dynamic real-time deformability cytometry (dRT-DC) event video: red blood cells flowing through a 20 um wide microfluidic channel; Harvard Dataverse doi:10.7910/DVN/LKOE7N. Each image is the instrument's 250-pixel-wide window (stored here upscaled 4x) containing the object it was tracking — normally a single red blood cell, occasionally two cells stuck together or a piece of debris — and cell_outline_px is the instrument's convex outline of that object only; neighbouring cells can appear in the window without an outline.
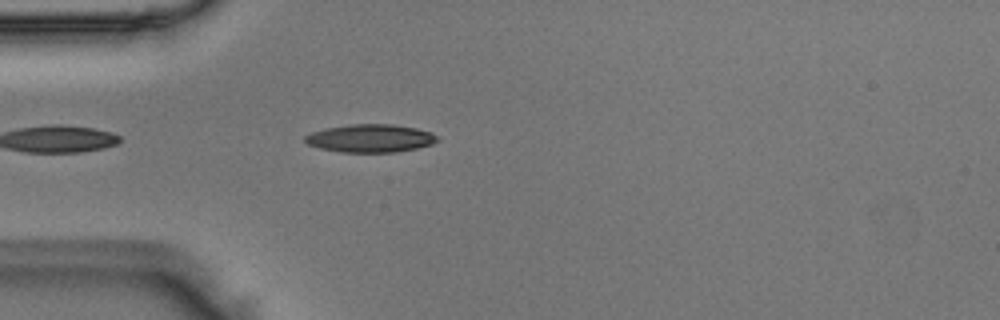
{"species": "Egyptian fruit bat (a non-hibernating species)", "species_latin": "Rousettus aegyptiacus", "temperature_condition": "room temperature", "stored_images_in_passage": 7, "camera_frame_rate_fps": 3000, "um_per_image_px": 0.085, "animal": {"sex": "male"}, "frame": {"image": 1, "passage_image": 3, "time_ms": 0.667, "image_size_px": [1000, 320], "cell_outline_px": [[440, 140], [432, 144], [416, 148], [396, 152], [340, 152], [320, 148], [308, 144], [304, 140], [304, 136], [312, 132], [324, 128], [348, 124], [392, 124], [416, 128], [432, 132], [440, 136]], "centroid_in_image_um": [31.51, 11.75], "position_along_channel_um": 53.5, "area_um2": 21.79}}
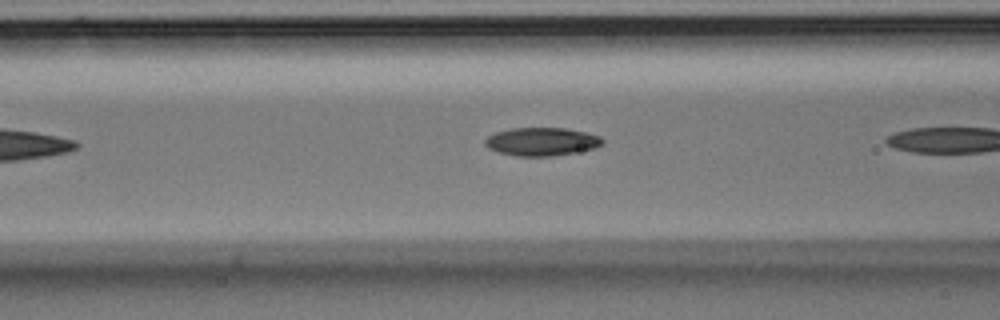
{"frame": {"image": 2, "passage_image": 6, "time_ms": 1.667, "image_size_px": [1000, 320], "cell_outline_px": [[604, 144], [596, 148], [576, 152], [552, 156], [516, 156], [500, 152], [488, 148], [484, 144], [484, 140], [488, 136], [496, 132], [512, 128], [564, 128], [584, 132], [600, 136], [604, 140]], "centroid_in_image_um": [46.06, 12.04], "position_along_channel_um": 120.5, "area_um2": 19.31}}